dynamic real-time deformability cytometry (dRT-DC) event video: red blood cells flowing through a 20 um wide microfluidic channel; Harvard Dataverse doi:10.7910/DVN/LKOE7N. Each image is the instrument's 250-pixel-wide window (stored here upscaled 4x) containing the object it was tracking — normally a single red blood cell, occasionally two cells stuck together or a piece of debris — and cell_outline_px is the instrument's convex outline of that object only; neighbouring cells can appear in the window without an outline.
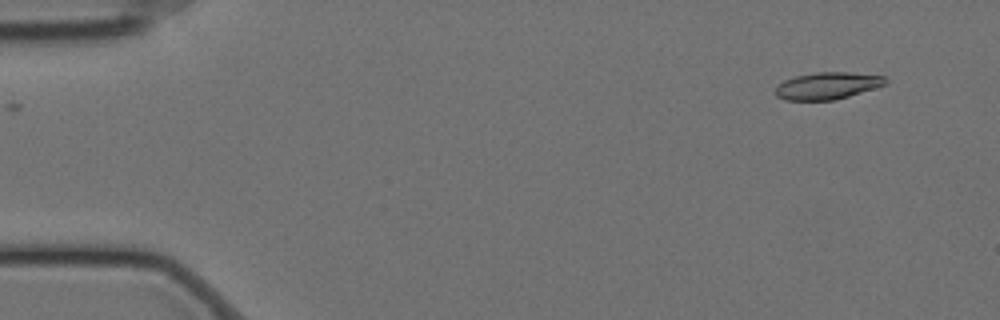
{"species": "Egyptian fruit bat (a non-hibernating species)", "species_latin": "Rousettus aegyptiacus", "temperature_condition": "cold", "stored_images_in_passage": 55, "camera_frame_rate_fps": 3000, "um_per_image_px": 0.085, "animal": {"sex": "female"}, "frame": {"image": 1, "passage_image": 1, "time_ms": 0.0, "image_size_px": [1000, 320], "cell_outline_px": [[888, 80], [884, 84], [848, 96], [832, 100], [784, 100], [776, 96], [776, 88], [784, 80], [796, 76], [816, 72], [848, 72], [884, 76]], "centroid_in_image_um": [70.29, 7.28], "position_along_channel_um": 14.7, "area_um2": 16.99}}
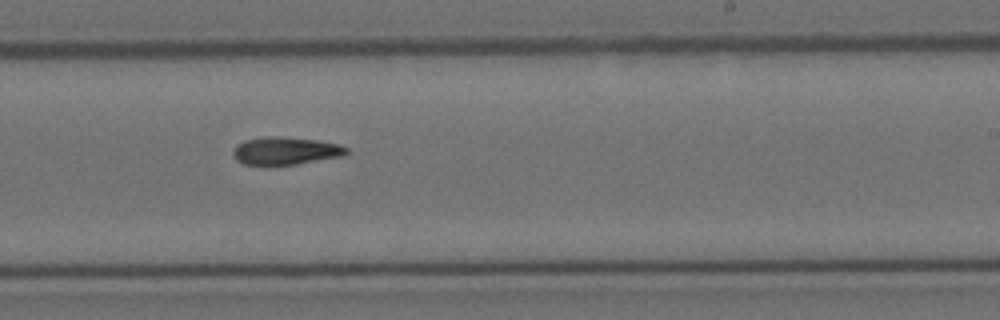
{"frame": {"image": 2, "passage_image": 32, "time_ms": 10.333, "image_size_px": [1000, 320], "cell_outline_px": [[348, 152], [344, 156], [296, 164], [244, 164], [236, 160], [232, 156], [232, 148], [236, 144], [244, 140], [268, 136], [276, 136], [320, 140], [340, 144], [348, 148]], "centroid_in_image_um": [24.27, 12.8], "position_along_channel_um": 264.7, "area_um2": 18.44}}
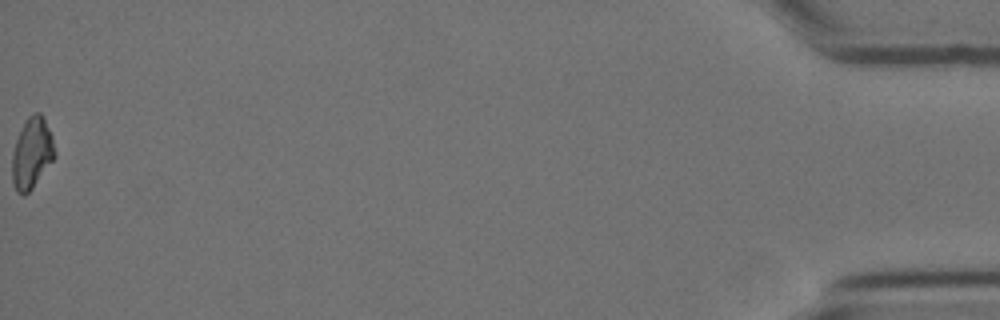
{"frame": {"image": 3, "passage_image": 55, "time_ms": 18.0, "image_size_px": [1000, 320], "cell_outline_px": [[56, 156], [32, 188], [24, 196], [16, 192], [12, 180], [12, 152], [16, 140], [28, 116], [32, 112], [40, 112], [44, 116], [52, 136], [56, 152]], "centroid_in_image_um": [2.71, 13.01], "position_along_channel_um": 432.5, "area_um2": 17.69}}